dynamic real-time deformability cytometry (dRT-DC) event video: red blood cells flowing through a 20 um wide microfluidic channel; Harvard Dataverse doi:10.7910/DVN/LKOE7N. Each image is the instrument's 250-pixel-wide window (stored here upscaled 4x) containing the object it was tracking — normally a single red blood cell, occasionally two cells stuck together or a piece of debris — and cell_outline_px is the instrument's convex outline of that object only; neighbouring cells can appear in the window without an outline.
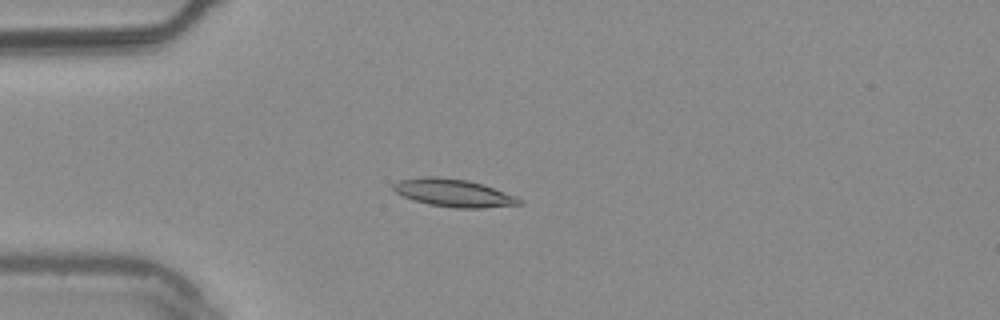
{"species": "common noctule bat (a hibernating species)", "species_latin": "Nyctalus noctula", "temperature_condition": "warm", "stored_images_in_passage": 41, "camera_frame_rate_fps": 3000, "um_per_image_px": 0.085, "animal": {"sex": "male", "body_mass_g": 20.4}, "frame": {"image": 1, "passage_image": 1, "time_ms": 0.0, "image_size_px": [1000, 320], "cell_outline_px": [[524, 204], [484, 208], [452, 208], [428, 204], [412, 200], [396, 192], [392, 188], [392, 184], [400, 180], [424, 176], [436, 176], [468, 180], [484, 184], [516, 196], [524, 200]], "centroid_in_image_um": [38.59, 16.4], "position_along_channel_um": 46.4, "area_um2": 20.63}}
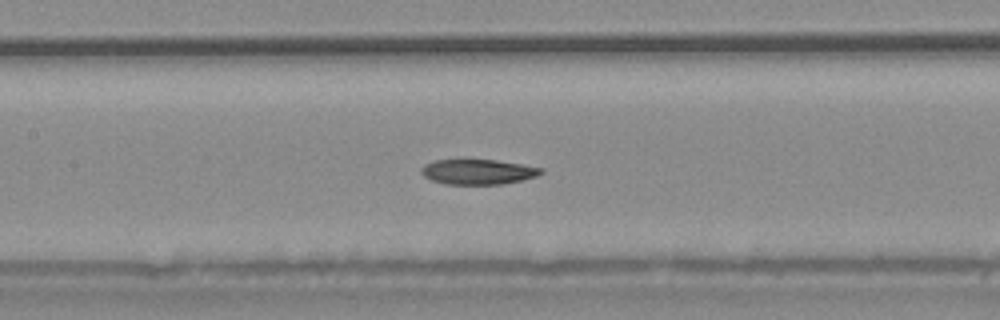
{"frame": {"image": 2, "passage_image": 12, "time_ms": 3.667, "image_size_px": [1000, 320], "cell_outline_px": [[544, 172], [536, 176], [520, 180], [500, 184], [444, 184], [432, 180], [424, 176], [420, 172], [420, 168], [424, 164], [436, 160], [464, 156], [496, 160], [544, 168]], "centroid_in_image_um": [40.55, 14.55], "position_along_channel_um": 166.8, "area_um2": 18.26}}
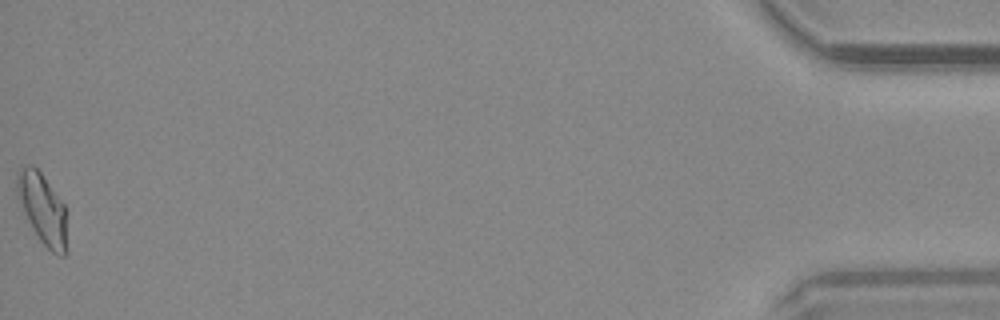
{"frame": {"image": 3, "passage_image": 41, "time_ms": 13.333, "image_size_px": [1000, 320], "cell_outline_px": [[68, 252], [64, 256], [60, 256], [52, 252], [40, 240], [32, 228], [24, 212], [16, 192], [16, 172], [24, 164], [32, 164], [40, 172], [64, 204]], "centroid_in_image_um": [3.61, 17.74], "position_along_channel_um": 431.6, "area_um2": 20.58}, "authors_computed_cell_mechanics": {"area_um2": 18.6116, "velocity_mm_per_s": 3.7604, "shape_relaxation_time_tau1_ms": 7.3348, "shape_relaxation_time_tau2_ms": 6.083, "deformation_change_tau1": 0.1802, "deformation_change_tau2": 0.1241}}